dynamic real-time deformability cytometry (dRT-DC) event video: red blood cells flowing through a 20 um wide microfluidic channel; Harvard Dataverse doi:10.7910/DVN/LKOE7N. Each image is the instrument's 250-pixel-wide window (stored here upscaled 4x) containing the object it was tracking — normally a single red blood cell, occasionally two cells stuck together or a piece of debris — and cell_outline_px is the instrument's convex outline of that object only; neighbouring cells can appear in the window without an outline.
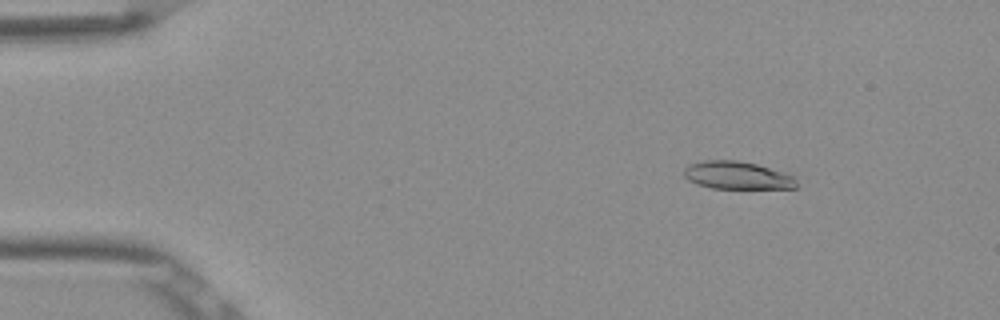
{"species": "Egyptian fruit bat (a non-hibernating species)", "species_latin": "Rousettus aegyptiacus", "temperature_condition": "room temperature", "stored_images_in_passage": 53, "camera_frame_rate_fps": 3000, "um_per_image_px": 0.085, "frame": {"image": 1, "passage_image": 8, "time_ms": 2.333, "image_size_px": [1000, 320], "cell_outline_px": [[800, 188], [712, 188], [696, 184], [688, 180], [684, 176], [684, 168], [688, 164], [704, 160], [736, 160], [756, 164], [784, 172], [796, 176]], "centroid_in_image_um": [62.69, 14.91], "position_along_channel_um": 22.3, "area_um2": 18.44}}
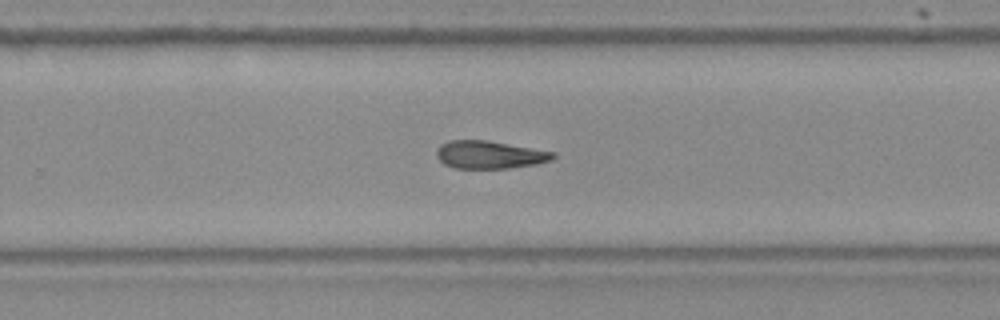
{"frame": {"image": 2, "passage_image": 35, "time_ms": 11.333, "image_size_px": [1000, 320], "cell_outline_px": [[556, 156], [552, 160], [536, 164], [508, 168], [452, 168], [444, 164], [436, 156], [436, 148], [440, 144], [448, 140], [488, 140], [556, 152]], "centroid_in_image_um": [41.6, 13.14], "position_along_channel_um": 288.2, "area_um2": 19.07}}
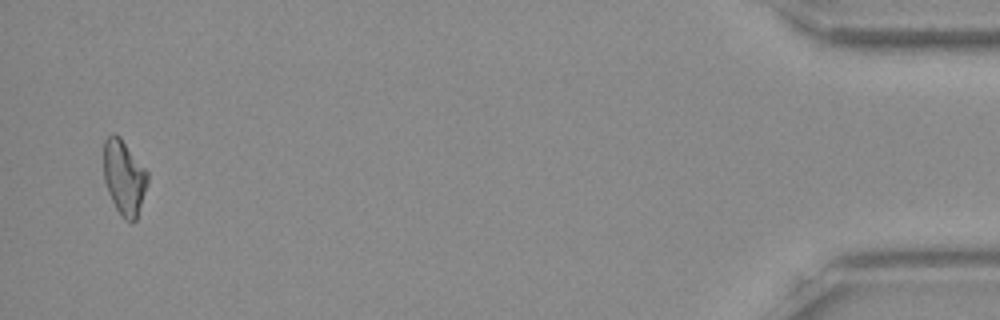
{"frame": {"image": 3, "passage_image": 52, "time_ms": 17.0, "image_size_px": [1000, 320], "cell_outline_px": [[148, 180], [136, 220], [132, 224], [124, 220], [116, 208], [108, 192], [104, 180], [104, 140], [112, 132], [116, 132], [120, 136], [148, 172]], "centroid_in_image_um": [10.54, 15.07], "position_along_channel_um": 424.7, "area_um2": 19.19}, "authors_computed_cell_mechanics": {"area_um2": 19.4786, "velocity_mm_per_s": 3.8832, "shape_relaxation_time_tau1_ms": 10.2708, "shape_relaxation_time_tau2_ms": null, "deformation_change_tau1": 0.2224, "deformation_change_tau2": null}}